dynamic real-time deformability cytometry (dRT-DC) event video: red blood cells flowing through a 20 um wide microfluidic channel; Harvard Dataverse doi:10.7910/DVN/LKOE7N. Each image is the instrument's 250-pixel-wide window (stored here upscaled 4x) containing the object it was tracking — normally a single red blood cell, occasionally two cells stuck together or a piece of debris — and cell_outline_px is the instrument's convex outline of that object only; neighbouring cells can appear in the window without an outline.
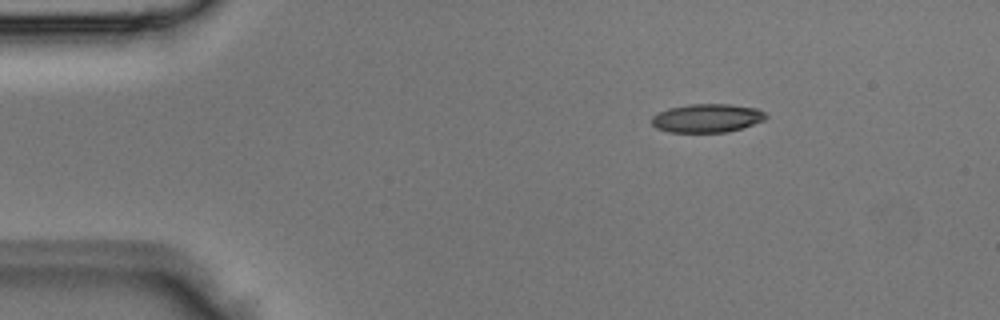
{"species": "Egyptian fruit bat (a non-hibernating species)", "species_latin": "Rousettus aegyptiacus", "temperature_condition": "room temperature", "stored_images_in_passage": 3, "camera_frame_rate_fps": 3000, "um_per_image_px": 0.085, "animal": {"sex": "male"}, "frame": {"image": 1, "passage_image": 1, "time_ms": 0.0, "image_size_px": [1000, 320], "cell_outline_px": [[768, 116], [764, 120], [728, 132], [668, 132], [656, 128], [652, 124], [652, 116], [656, 112], [668, 108], [688, 104], [732, 104], [756, 108], [764, 112]], "centroid_in_image_um": [60.06, 10.03], "position_along_channel_um": 24.9, "area_um2": 19.07}}
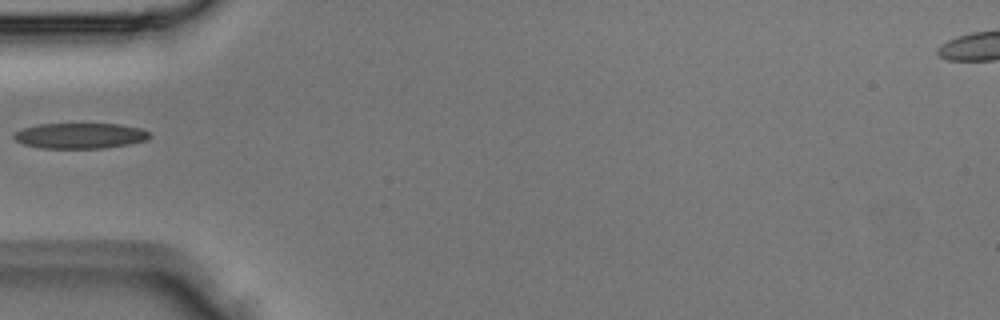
{"frame": {"image": 2, "passage_image": 3, "time_ms": 0.667, "image_size_px": [1000, 320], "cell_outline_px": [[152, 136], [148, 140], [128, 144], [104, 148], [40, 148], [24, 144], [16, 140], [12, 136], [12, 132], [36, 124], [116, 124], [140, 128], [148, 132]], "centroid_in_image_um": [6.78, 11.54], "position_along_channel_um": 78.2, "area_um2": 20.23}}